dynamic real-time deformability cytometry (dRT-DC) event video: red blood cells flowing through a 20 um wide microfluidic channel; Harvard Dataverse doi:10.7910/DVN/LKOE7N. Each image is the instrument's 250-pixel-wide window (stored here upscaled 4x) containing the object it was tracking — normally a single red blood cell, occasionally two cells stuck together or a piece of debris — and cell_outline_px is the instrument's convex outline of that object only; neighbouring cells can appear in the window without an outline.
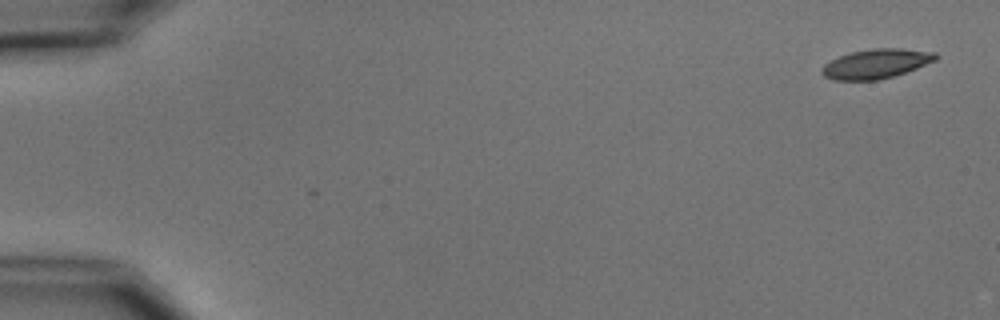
{"species": "common noctule bat (a hibernating species)", "species_latin": "Nyctalus noctula", "temperature_condition": "cold", "stored_images_in_passage": 6, "segment_of_instrument_passage": [1, 2], "camera_frame_rate_fps": 3000, "um_per_image_px": 0.085, "animal": {"sex": "male", "body_mass_g": 15.6}, "frame": {"image": 1, "passage_image": 1, "time_ms": 0.0, "image_size_px": [1000, 320], "cell_outline_px": [[940, 56], [936, 60], [916, 68], [892, 76], [876, 80], [832, 80], [824, 76], [820, 72], [824, 64], [840, 56], [852, 52], [872, 48], [900, 48], [936, 52]], "centroid_in_image_um": [74.48, 5.41], "position_along_channel_um": 10.5, "area_um2": 19.42}}
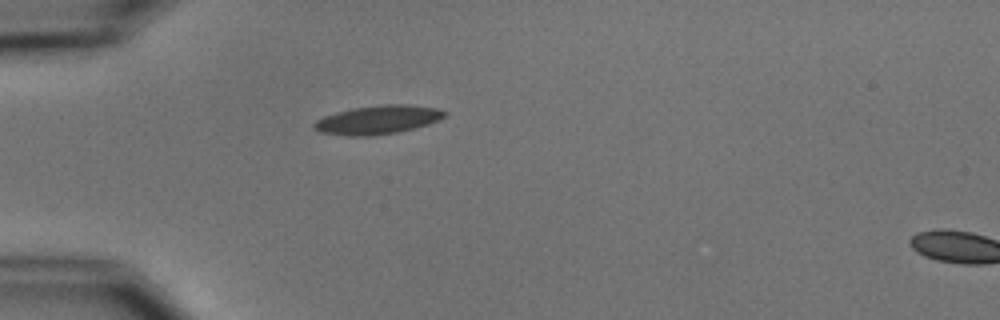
{"frame": {"image": 2, "passage_image": 5, "time_ms": 4.667, "image_size_px": [1000, 320], "cell_outline_px": [[448, 112], [444, 116], [428, 124], [396, 132], [372, 136], [348, 136], [320, 132], [312, 128], [312, 124], [316, 120], [324, 116], [336, 112], [352, 108], [380, 104], [412, 104], [436, 108]], "centroid_in_image_um": [32.07, 10.17], "position_along_channel_um": 52.9, "area_um2": 21.85}}